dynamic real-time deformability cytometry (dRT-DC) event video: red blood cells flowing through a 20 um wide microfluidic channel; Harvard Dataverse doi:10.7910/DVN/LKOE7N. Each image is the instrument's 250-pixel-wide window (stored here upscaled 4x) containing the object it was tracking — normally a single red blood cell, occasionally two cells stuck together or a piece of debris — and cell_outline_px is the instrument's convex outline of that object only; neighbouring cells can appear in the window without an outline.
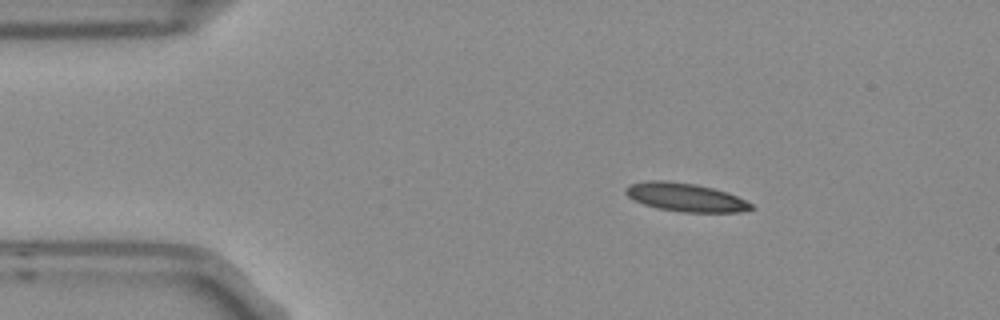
{"species": "Egyptian fruit bat (a non-hibernating species)", "species_latin": "Rousettus aegyptiacus", "temperature_condition": "room temperature", "stored_images_in_passage": 3, "camera_frame_rate_fps": 3000, "um_per_image_px": 0.085, "frame": {"image": 1, "passage_image": 1, "time_ms": 0.0, "image_size_px": [1000, 320], "cell_outline_px": [[756, 208], [740, 212], [684, 212], [660, 208], [644, 204], [628, 196], [624, 192], [624, 188], [628, 184], [644, 180], [668, 180], [696, 184], [728, 192], [752, 204]], "centroid_in_image_um": [58.25, 16.75], "position_along_channel_um": 26.8, "area_um2": 20.81}}